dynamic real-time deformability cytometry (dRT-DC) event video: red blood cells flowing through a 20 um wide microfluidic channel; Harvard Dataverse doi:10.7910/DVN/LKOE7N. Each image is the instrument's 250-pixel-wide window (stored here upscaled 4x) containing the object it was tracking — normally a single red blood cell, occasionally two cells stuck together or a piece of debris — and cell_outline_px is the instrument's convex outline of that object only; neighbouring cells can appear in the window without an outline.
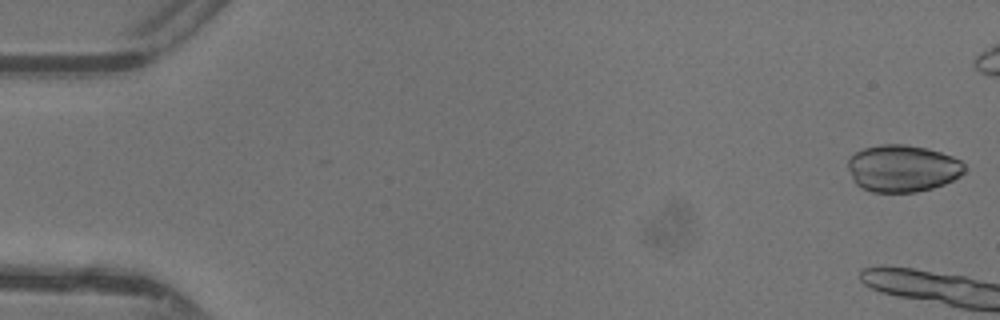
{"species": "common noctule bat (a hibernating species)", "species_latin": "Nyctalus noctula", "temperature_condition": "warm", "stored_images_in_passage": 7, "camera_frame_rate_fps": 3000, "um_per_image_px": 0.085, "animal": {"sex": "female"}, "frame": {"image": 1, "passage_image": 1, "time_ms": 0.0, "image_size_px": [1000, 320], "cell_outline_px": [[964, 172], [960, 176], [944, 184], [932, 188], [916, 192], [872, 192], [860, 188], [852, 180], [848, 168], [848, 160], [856, 152], [864, 148], [880, 144], [904, 144], [928, 148], [952, 156], [960, 160], [964, 164]], "centroid_in_image_um": [76.7, 14.31], "position_along_channel_um": 8.3, "area_um2": 32.08}}